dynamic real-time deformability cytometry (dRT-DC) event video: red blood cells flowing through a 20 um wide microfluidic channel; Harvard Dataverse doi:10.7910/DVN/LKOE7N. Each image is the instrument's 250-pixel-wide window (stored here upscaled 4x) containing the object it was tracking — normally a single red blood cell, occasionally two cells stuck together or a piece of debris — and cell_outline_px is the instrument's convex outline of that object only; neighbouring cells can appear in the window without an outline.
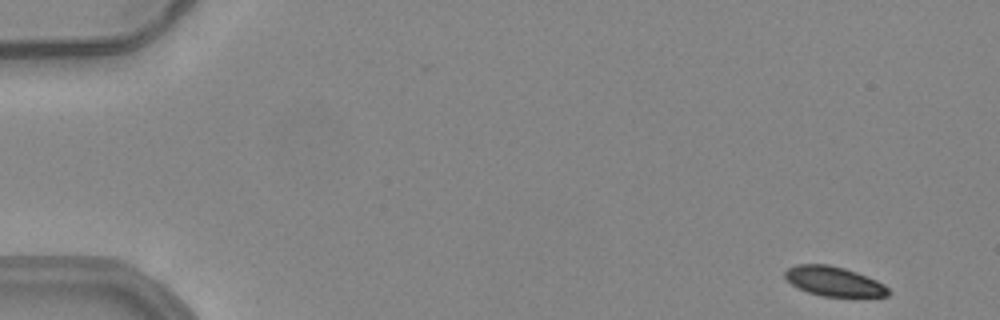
{"species": "common noctule bat (a hibernating species)", "species_latin": "Nyctalus noctula", "temperature_condition": "warm", "stored_images_in_passage": 52, "camera_frame_rate_fps": 3000, "um_per_image_px": 0.085, "animal": {"sex": "female", "body_mass_g": 24.6, "forearm_length_mm": 56.2}, "frame": {"image": 1, "passage_image": 1, "time_ms": 0.0, "image_size_px": [1000, 320], "cell_outline_px": [[888, 296], [824, 296], [808, 292], [792, 284], [784, 276], [784, 272], [788, 268], [796, 264], [828, 264], [844, 268], [856, 272], [876, 280], [884, 284], [888, 288]], "centroid_in_image_um": [70.86, 23.9], "position_along_channel_um": 14.1, "area_um2": 17.51}}
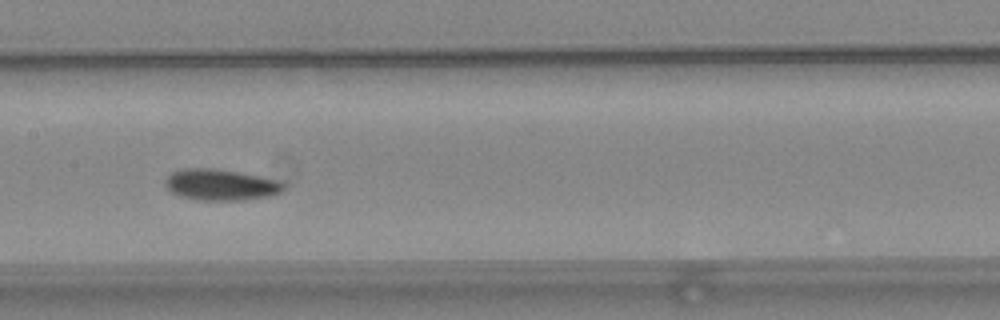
{"frame": {"image": 2, "passage_image": 25, "time_ms": 8.0, "image_size_px": [1000, 320], "cell_outline_px": [[284, 188], [280, 192], [272, 196], [240, 200], [200, 200], [180, 196], [172, 192], [164, 184], [164, 180], [172, 172], [184, 168], [216, 168], [276, 180], [284, 184]], "centroid_in_image_um": [18.72, 15.71], "position_along_channel_um": 188.7, "area_um2": 21.27}}
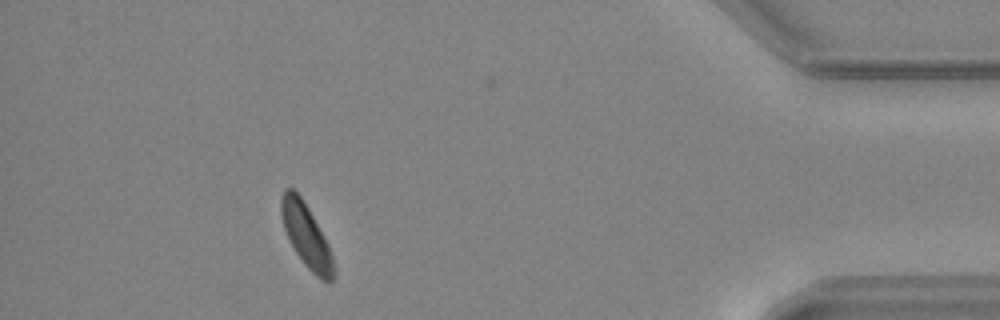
{"frame": {"image": 3, "passage_image": 46, "time_ms": 15.0, "image_size_px": [1000, 320], "cell_outline_px": [[336, 272], [332, 280], [328, 284], [316, 276], [304, 264], [288, 240], [284, 228], [280, 212], [280, 196], [284, 188], [292, 188], [304, 200], [324, 236], [328, 244], [332, 256]], "centroid_in_image_um": [26.02, 20.03], "position_along_channel_um": 409.2, "area_um2": 19.54}, "authors_computed_cell_mechanics": {"area_um2": 20.2589, "velocity_mm_per_s": 3.8973, "shape_relaxation_time_tau1_ms": 7.6239, "shape_relaxation_time_tau2_ms": null, "deformation_change_tau1": 0.1682, "deformation_change_tau2": null}}